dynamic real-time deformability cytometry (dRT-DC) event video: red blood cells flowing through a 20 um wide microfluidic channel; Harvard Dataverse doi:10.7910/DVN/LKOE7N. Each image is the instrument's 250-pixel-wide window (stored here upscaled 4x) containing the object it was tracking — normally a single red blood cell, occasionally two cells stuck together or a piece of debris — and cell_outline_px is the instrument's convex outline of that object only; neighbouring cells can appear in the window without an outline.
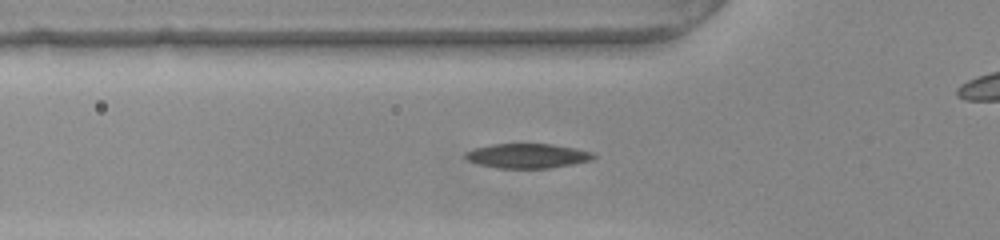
{"species": "common noctule bat (a hibernating species)", "species_latin": "Nyctalus noctula", "temperature_condition": "warm", "stored_images_in_passage": 53, "camera_frame_rate_fps": 3000, "um_per_image_px": 0.085, "animal": {"sex": "female", "body_mass_g": 22.0, "forearm_length_mm": 56.7}, "frame": {"image": 1, "passage_image": 17, "time_ms": 5.333, "image_size_px": [1000, 240], "cell_outline_px": [[596, 156], [592, 160], [572, 164], [548, 168], [500, 168], [480, 164], [468, 160], [464, 156], [464, 152], [476, 148], [492, 144], [552, 144], [576, 148], [592, 152]], "centroid_in_image_um": [44.85, 13.24], "position_along_channel_um": 80.9, "area_um2": 18.21}}
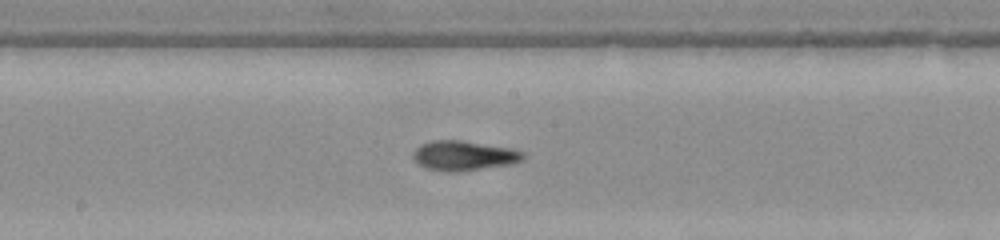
{"frame": {"image": 2, "passage_image": 27, "time_ms": 8.667, "image_size_px": [1000, 240], "cell_outline_px": [[524, 160], [508, 164], [456, 172], [448, 172], [428, 168], [420, 164], [412, 156], [412, 152], [420, 144], [432, 140], [460, 140], [512, 148], [524, 152]], "centroid_in_image_um": [39.42, 13.21], "position_along_channel_um": 208.8, "area_um2": 18.9}}
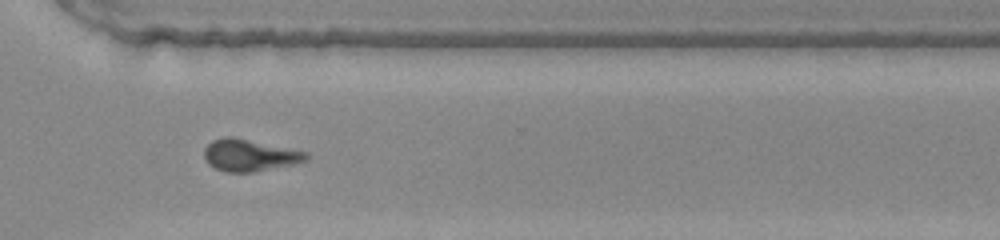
{"frame": {"image": 3, "passage_image": 38, "time_ms": 12.333, "image_size_px": [1000, 240], "cell_outline_px": [[308, 160], [292, 164], [252, 172], [224, 172], [208, 164], [204, 160], [204, 148], [212, 140], [224, 136], [232, 136], [308, 152]], "centroid_in_image_um": [21.17, 13.19], "position_along_channel_um": 349.4, "area_um2": 18.96}, "authors_computed_cell_mechanics": {"area_um2": 18.6116, "velocity_mm_per_s": 3.8258, "shape_relaxation_time_tau1_ms": 3.7033, "shape_relaxation_time_tau2_ms": 4.8299, "deformation_change_tau1": 0.1373, "deformation_change_tau2": 0.14}}